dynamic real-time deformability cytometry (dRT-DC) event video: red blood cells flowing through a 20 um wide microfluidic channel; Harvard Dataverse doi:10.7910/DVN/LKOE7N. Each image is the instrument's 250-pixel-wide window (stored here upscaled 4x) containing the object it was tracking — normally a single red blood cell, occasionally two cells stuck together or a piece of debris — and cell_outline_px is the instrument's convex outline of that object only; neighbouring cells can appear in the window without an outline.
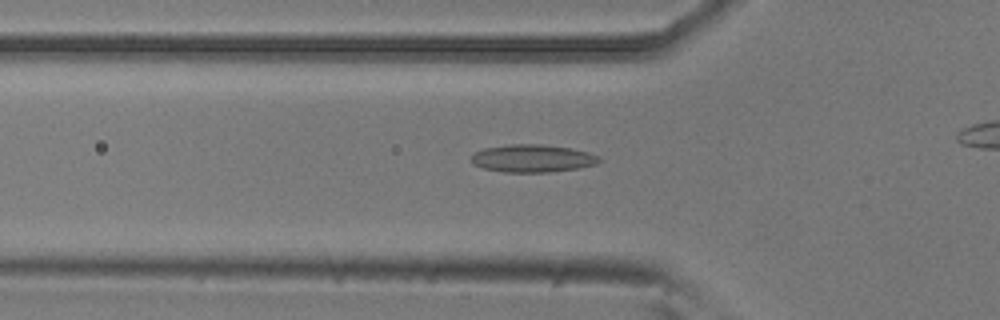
{"species": "common noctule bat (a hibernating species)", "species_latin": "Nyctalus noctula", "temperature_condition": "room temperature", "stored_images_in_passage": 43, "camera_frame_rate_fps": 3000, "um_per_image_px": 0.085, "animal": {"sex": "male", "body_mass_g": 20.5, "forearm_length_mm": 52.5}, "frame": {"image": 1, "passage_image": 17, "time_ms": 5.333, "image_size_px": [1000, 320], "cell_outline_px": [[600, 160], [596, 164], [576, 168], [548, 172], [504, 172], [484, 168], [472, 164], [472, 156], [476, 152], [484, 148], [508, 144], [540, 144], [572, 148], [588, 152], [600, 156]], "centroid_in_image_um": [45.26, 13.45], "position_along_channel_um": 80.5, "area_um2": 20.52}}
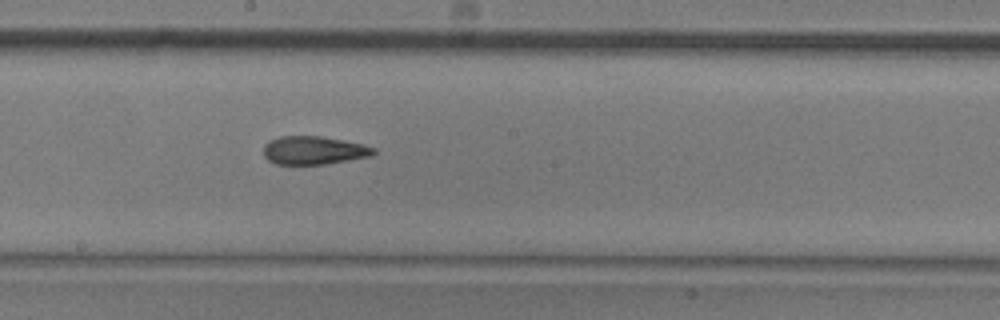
{"frame": {"image": 2, "passage_image": 28, "time_ms": 9.0, "image_size_px": [1000, 320], "cell_outline_px": [[376, 152], [372, 156], [324, 164], [276, 164], [268, 160], [264, 156], [264, 144], [268, 140], [280, 136], [320, 136], [364, 144], [376, 148]], "centroid_in_image_um": [26.67, 12.77], "position_along_channel_um": 221.5, "area_um2": 18.21}}
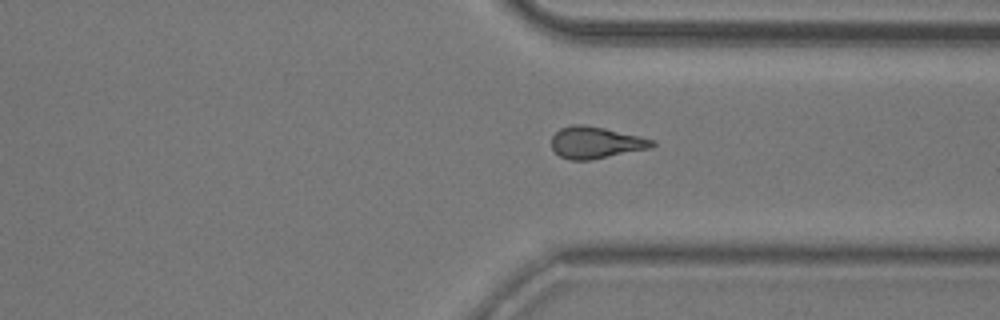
{"frame": {"image": 3, "passage_image": 39, "time_ms": 12.667, "image_size_px": [1000, 320], "cell_outline_px": [[656, 144], [652, 148], [588, 160], [568, 160], [560, 156], [552, 148], [552, 136], [560, 128], [572, 124], [584, 124], [604, 128], [640, 136], [656, 140]], "centroid_in_image_um": [50.65, 12.11], "position_along_channel_um": 360.7, "area_um2": 18.67}}